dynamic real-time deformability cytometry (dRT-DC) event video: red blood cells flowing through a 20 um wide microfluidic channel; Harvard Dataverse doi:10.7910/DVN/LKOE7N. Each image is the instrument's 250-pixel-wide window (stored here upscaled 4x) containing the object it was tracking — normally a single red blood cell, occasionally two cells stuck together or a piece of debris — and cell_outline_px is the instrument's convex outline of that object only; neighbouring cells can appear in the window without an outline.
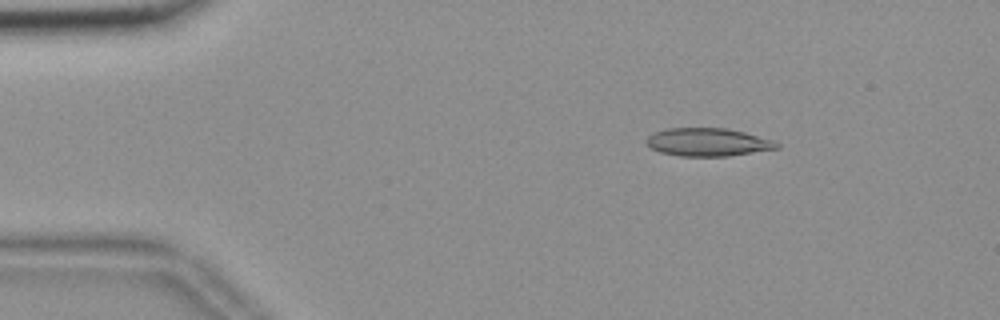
{"species": "common noctule bat (a hibernating species)", "species_latin": "Nyctalus noctula", "temperature_condition": "room temperature", "stored_images_in_passage": 55, "camera_frame_rate_fps": 3000, "um_per_image_px": 0.085, "animal": {"sex": "female", "body_mass_g": 18.4}, "frame": {"image": 1, "passage_image": 8, "time_ms": 2.333, "image_size_px": [1000, 320], "cell_outline_px": [[780, 148], [728, 156], [680, 156], [660, 152], [652, 148], [644, 140], [648, 136], [656, 132], [668, 128], [724, 128], [744, 132], [772, 140], [780, 144]], "centroid_in_image_um": [60.17, 12.08], "position_along_channel_um": 24.8, "area_um2": 21.15}}
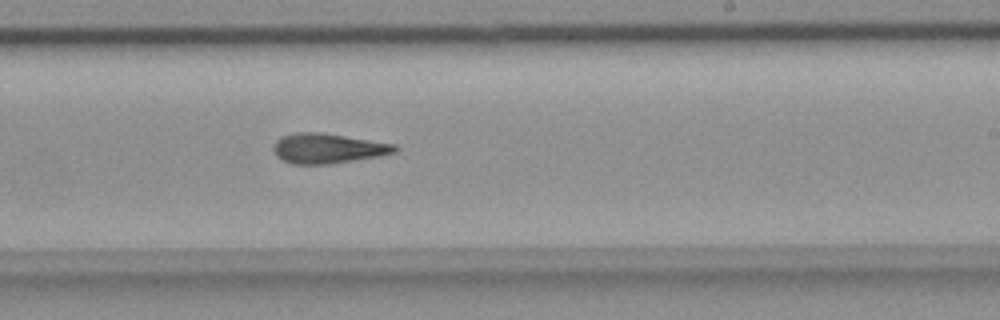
{"frame": {"image": 2, "passage_image": 33, "time_ms": 10.667, "image_size_px": [1000, 320], "cell_outline_px": [[400, 148], [396, 152], [380, 156], [328, 164], [292, 164], [276, 156], [272, 148], [272, 144], [280, 136], [296, 132], [320, 132], [396, 144]], "centroid_in_image_um": [27.85, 12.6], "position_along_channel_um": 261.2, "area_um2": 21.33}}
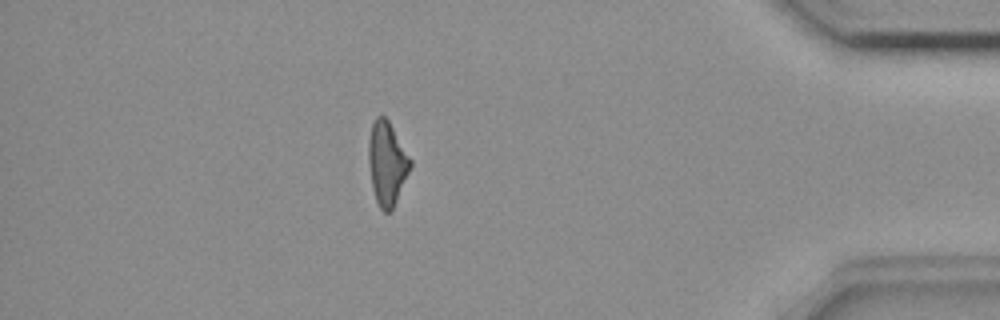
{"frame": {"image": 3, "passage_image": 48, "time_ms": 15.667, "image_size_px": [1000, 320], "cell_outline_px": [[412, 164], [392, 212], [384, 212], [380, 208], [376, 200], [372, 188], [368, 160], [368, 140], [372, 124], [376, 116], [384, 116], [388, 120], [412, 160]], "centroid_in_image_um": [32.89, 13.9], "position_along_channel_um": 402.3, "area_um2": 20.35}, "authors_computed_cell_mechanics": {"area_um2": 20.9814, "velocity_mm_per_s": 3.6713, "shape_relaxation_time_tau1_ms": null, "shape_relaxation_time_tau2_ms": 5.4002, "deformation_change_tau1": null, "deformation_change_tau2": 0.1768}}